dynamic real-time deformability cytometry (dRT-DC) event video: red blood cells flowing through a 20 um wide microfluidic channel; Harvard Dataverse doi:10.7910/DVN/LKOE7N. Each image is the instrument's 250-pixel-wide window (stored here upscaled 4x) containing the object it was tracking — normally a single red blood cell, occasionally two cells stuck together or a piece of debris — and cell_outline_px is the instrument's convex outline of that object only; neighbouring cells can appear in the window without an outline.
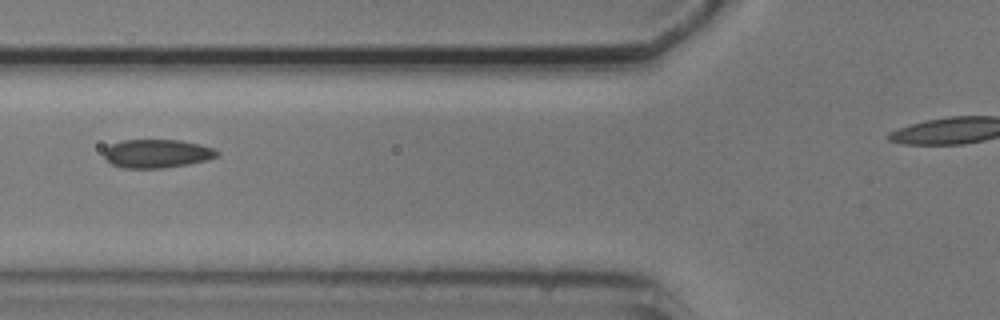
{"species": "common noctule bat (a hibernating species)", "species_latin": "Nyctalus noctula", "temperature_condition": "cold", "stored_images_in_passage": 7, "camera_frame_rate_fps": 3000, "um_per_image_px": 0.085, "animal": {"sex": "male", "body_mass_g": 20.5, "forearm_length_mm": 52.5}, "frame": {"image": 1, "passage_image": 2, "time_ms": 1.333, "image_size_px": [1000, 320], "cell_outline_px": [[220, 152], [216, 156], [208, 160], [188, 164], [164, 168], [124, 168], [112, 164], [104, 156], [104, 148], [112, 144], [124, 140], [180, 140], [200, 144], [216, 148]], "centroid_in_image_um": [13.37, 13.05], "position_along_channel_um": 112.4, "area_um2": 18.84}}
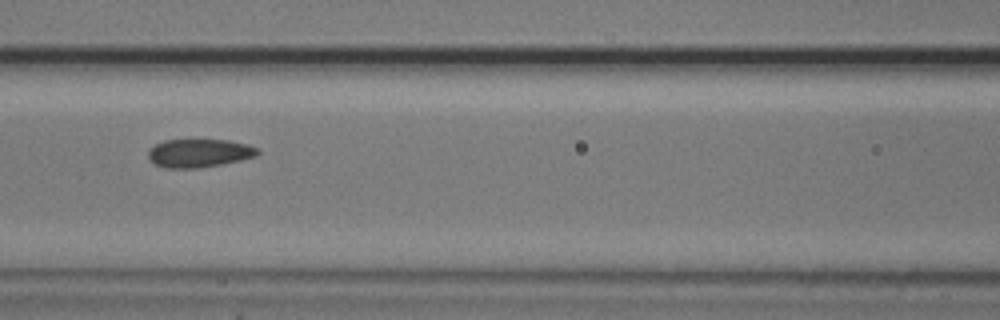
{"frame": {"image": 2, "passage_image": 3, "time_ms": 2.333, "image_size_px": [1000, 320], "cell_outline_px": [[260, 152], [256, 156], [240, 160], [220, 164], [196, 168], [164, 168], [152, 164], [148, 160], [148, 148], [164, 140], [228, 140], [248, 144], [260, 148]], "centroid_in_image_um": [16.89, 13.01], "position_along_channel_um": 149.7, "area_um2": 18.26}}